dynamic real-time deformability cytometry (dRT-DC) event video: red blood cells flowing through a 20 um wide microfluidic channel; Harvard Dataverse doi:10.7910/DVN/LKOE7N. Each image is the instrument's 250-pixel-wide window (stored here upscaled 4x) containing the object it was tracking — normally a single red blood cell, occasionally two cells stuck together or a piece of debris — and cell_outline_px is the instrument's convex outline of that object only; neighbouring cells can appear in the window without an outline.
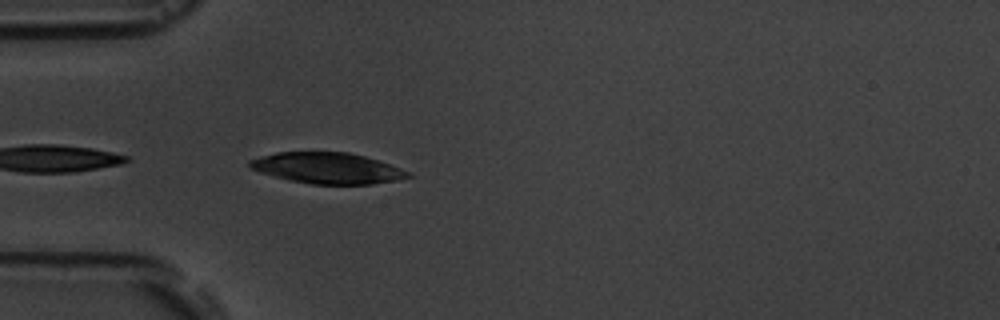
{"species": "common noctule bat (a hibernating species)", "species_latin": "Nyctalus noctula", "temperature_condition": "room temperature", "stored_images_in_passage": 5, "camera_frame_rate_fps": 3000, "um_per_image_px": 0.085, "animal": {"sex": "male", "body_mass_g": 19.5, "forearm_length_mm": 54.6}, "frame": {"image": 1, "passage_image": 5, "time_ms": 4.667, "image_size_px": [1000, 320], "cell_outline_px": [[412, 176], [396, 180], [372, 184], [312, 184], [288, 180], [260, 172], [248, 168], [248, 160], [260, 156], [276, 152], [348, 152], [364, 156], [400, 168], [408, 172]], "centroid_in_image_um": [27.76, 14.29], "position_along_channel_um": 57.2, "area_um2": 28.44}}